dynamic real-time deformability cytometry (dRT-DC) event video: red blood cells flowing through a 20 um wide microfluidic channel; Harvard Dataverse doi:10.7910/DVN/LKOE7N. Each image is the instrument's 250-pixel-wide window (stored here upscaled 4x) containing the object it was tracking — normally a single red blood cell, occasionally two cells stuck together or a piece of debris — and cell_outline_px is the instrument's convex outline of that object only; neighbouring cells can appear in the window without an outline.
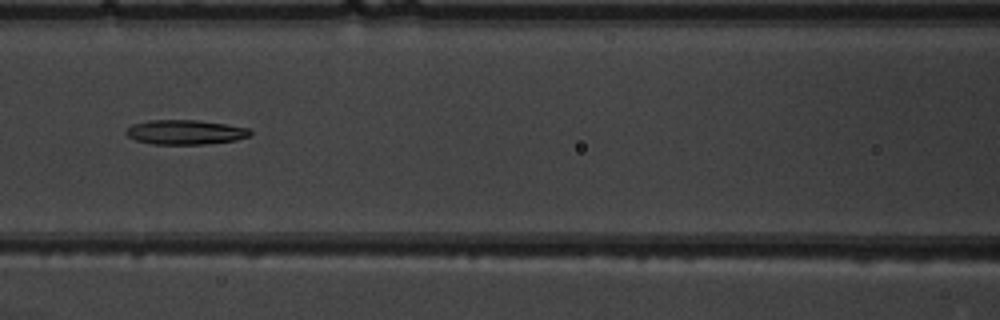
{"species": "common noctule bat (a hibernating species)", "species_latin": "Nyctalus noctula", "temperature_condition": "warm", "stored_images_in_passage": 3, "camera_frame_rate_fps": 3000, "um_per_image_px": 0.085, "animal": {"sex": "male", "body_mass_g": 19.5, "forearm_length_mm": 54.6}, "frame": {"image": 1, "passage_image": 3, "time_ms": 2.333, "image_size_px": [1000, 320], "cell_outline_px": [[252, 132], [248, 136], [236, 140], [208, 144], [152, 144], [136, 140], [128, 136], [124, 132], [132, 124], [148, 120], [196, 120], [224, 124], [248, 128]], "centroid_in_image_um": [15.72, 11.23], "position_along_channel_um": 150.9, "area_um2": 17.69}}